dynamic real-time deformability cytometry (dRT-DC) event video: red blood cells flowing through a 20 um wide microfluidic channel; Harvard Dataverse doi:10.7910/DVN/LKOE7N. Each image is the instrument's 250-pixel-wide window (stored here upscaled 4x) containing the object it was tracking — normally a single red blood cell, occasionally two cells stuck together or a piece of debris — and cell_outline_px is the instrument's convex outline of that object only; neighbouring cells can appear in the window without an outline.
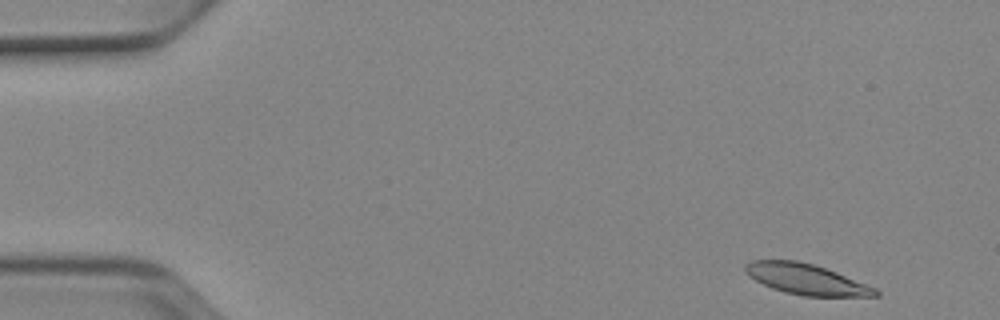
{"species": "Egyptian fruit bat (a non-hibernating species)", "species_latin": "Rousettus aegyptiacus", "temperature_condition": "cold", "stored_images_in_passage": 50, "camera_frame_rate_fps": 3000, "um_per_image_px": 0.085, "animal": {"sex": "female"}, "frame": {"image": 1, "passage_image": 2, "time_ms": 0.333, "image_size_px": [1000, 320], "cell_outline_px": [[880, 296], [804, 296], [784, 292], [772, 288], [748, 276], [744, 272], [744, 264], [752, 260], [796, 260], [812, 264], [836, 272], [876, 288], [880, 292]], "centroid_in_image_um": [68.5, 23.73], "position_along_channel_um": 16.5, "area_um2": 23.12}}
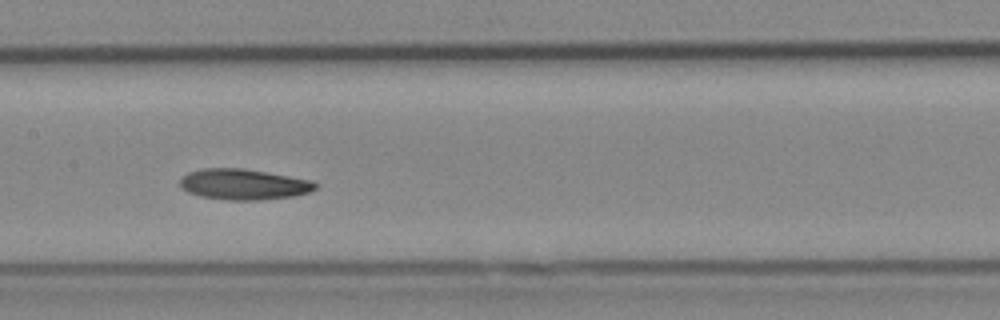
{"frame": {"image": 2, "passage_image": 24, "time_ms": 7.667, "image_size_px": [1000, 320], "cell_outline_px": [[320, 184], [316, 188], [308, 192], [296, 196], [260, 200], [228, 200], [200, 196], [188, 192], [180, 188], [180, 176], [188, 172], [204, 168], [244, 168], [312, 180]], "centroid_in_image_um": [20.7, 15.67], "position_along_channel_um": 186.7, "area_um2": 24.51}}
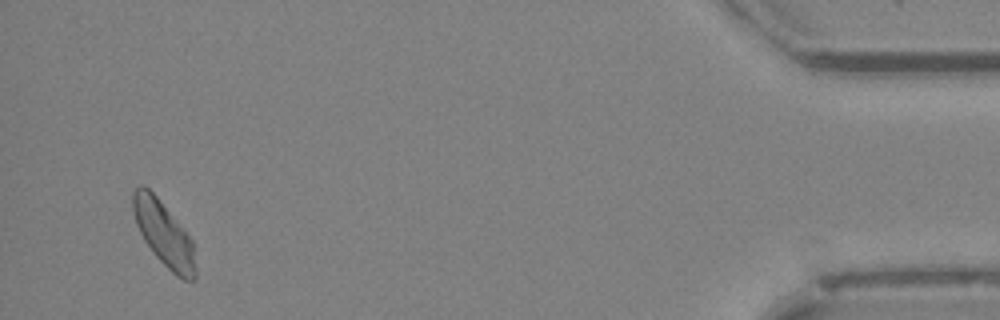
{"frame": {"image": 3, "passage_image": 48, "time_ms": 15.667, "image_size_px": [1000, 320], "cell_outline_px": [[196, 276], [192, 280], [184, 280], [176, 276], [156, 256], [144, 240], [136, 224], [132, 212], [132, 192], [140, 184], [144, 184], [156, 196], [192, 240], [196, 268]], "centroid_in_image_um": [13.9, 19.86], "position_along_channel_um": 421.3, "area_um2": 23.24}, "authors_computed_cell_mechanics": {"area_um2": 23.7558, "velocity_mm_per_s": 3.88, "shape_relaxation_time_tau1_ms": 4.8369, "shape_relaxation_time_tau2_ms": null, "deformation_change_tau1": 0.1241, "deformation_change_tau2": null}}